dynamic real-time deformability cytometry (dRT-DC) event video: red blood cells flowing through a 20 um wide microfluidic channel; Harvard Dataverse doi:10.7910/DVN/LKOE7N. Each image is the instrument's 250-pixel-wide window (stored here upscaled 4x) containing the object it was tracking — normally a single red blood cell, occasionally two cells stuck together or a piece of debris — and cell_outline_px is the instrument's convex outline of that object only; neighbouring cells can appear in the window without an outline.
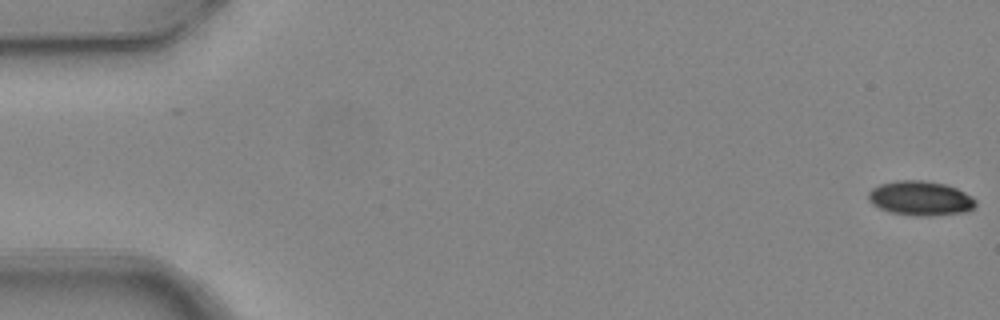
{"species": "common noctule bat (a hibernating species)", "species_latin": "Nyctalus noctula", "temperature_condition": "warm", "stored_images_in_passage": 5, "camera_frame_rate_fps": 3000, "um_per_image_px": 0.085, "animal": {"sex": "female", "body_mass_g": 24.6, "forearm_length_mm": 56.2}, "frame": {"image": 1, "passage_image": 1, "time_ms": 0.0, "image_size_px": [1000, 320], "cell_outline_px": [[976, 208], [964, 212], [932, 216], [916, 216], [892, 212], [880, 208], [872, 204], [868, 200], [868, 192], [872, 188], [880, 184], [896, 180], [920, 180], [944, 184], [956, 188], [972, 196], [976, 200]], "centroid_in_image_um": [78.24, 16.86], "position_along_channel_um": 6.8, "area_um2": 21.62}}
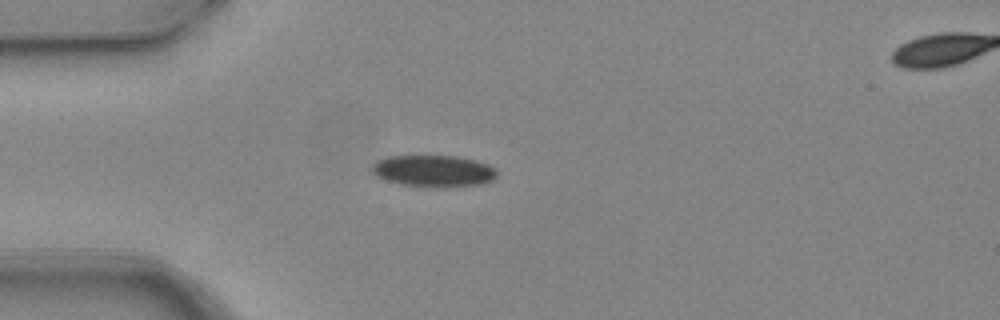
{"frame": {"image": 2, "passage_image": 4, "time_ms": 1.0, "image_size_px": [1000, 320], "cell_outline_px": [[496, 176], [492, 180], [480, 184], [444, 188], [436, 188], [400, 184], [376, 176], [372, 172], [372, 164], [376, 160], [388, 156], [456, 156], [476, 160], [488, 164], [496, 168]], "centroid_in_image_um": [36.86, 14.54], "position_along_channel_um": 48.1, "area_um2": 23.29}}